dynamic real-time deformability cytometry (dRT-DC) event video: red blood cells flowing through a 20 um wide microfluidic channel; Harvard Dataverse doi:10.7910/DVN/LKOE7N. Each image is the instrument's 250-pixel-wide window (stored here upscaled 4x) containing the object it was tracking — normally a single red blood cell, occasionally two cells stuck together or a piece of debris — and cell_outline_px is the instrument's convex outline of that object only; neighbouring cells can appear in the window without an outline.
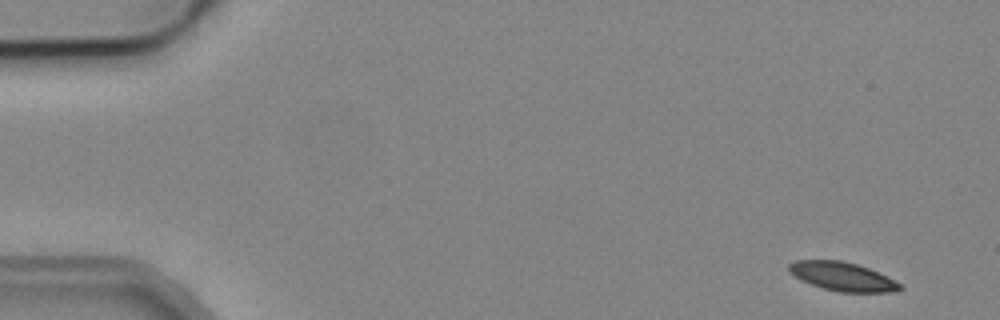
{"species": "common noctule bat (a hibernating species)", "species_latin": "Nyctalus noctula", "temperature_condition": "cold", "stored_images_in_passage": 4, "camera_frame_rate_fps": 3000, "um_per_image_px": 0.085, "animal": {"sex": "male", "body_mass_g": 19.2, "forearm_length_mm": 51.8}, "frame": {"image": 1, "passage_image": 1, "time_ms": 0.0, "image_size_px": [1000, 320], "cell_outline_px": [[904, 288], [896, 292], [836, 292], [812, 284], [788, 272], [788, 264], [796, 260], [840, 260], [856, 264], [868, 268], [900, 284]], "centroid_in_image_um": [71.59, 23.5], "position_along_channel_um": 13.4, "area_um2": 18.26}}
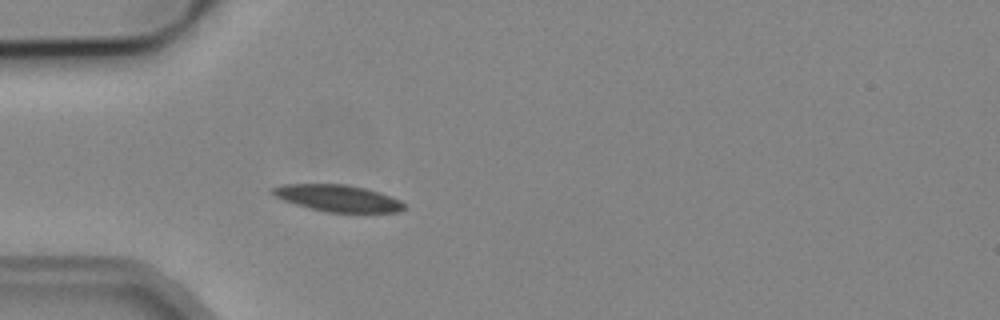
{"frame": {"image": 2, "passage_image": 4, "time_ms": 4.333, "image_size_px": [1000, 320], "cell_outline_px": [[404, 208], [400, 212], [324, 212], [308, 208], [284, 200], [276, 196], [268, 188], [280, 184], [344, 184], [364, 188], [380, 192], [392, 196], [400, 200], [404, 204]], "centroid_in_image_um": [28.69, 16.84], "position_along_channel_um": 56.3, "area_um2": 20.52}}